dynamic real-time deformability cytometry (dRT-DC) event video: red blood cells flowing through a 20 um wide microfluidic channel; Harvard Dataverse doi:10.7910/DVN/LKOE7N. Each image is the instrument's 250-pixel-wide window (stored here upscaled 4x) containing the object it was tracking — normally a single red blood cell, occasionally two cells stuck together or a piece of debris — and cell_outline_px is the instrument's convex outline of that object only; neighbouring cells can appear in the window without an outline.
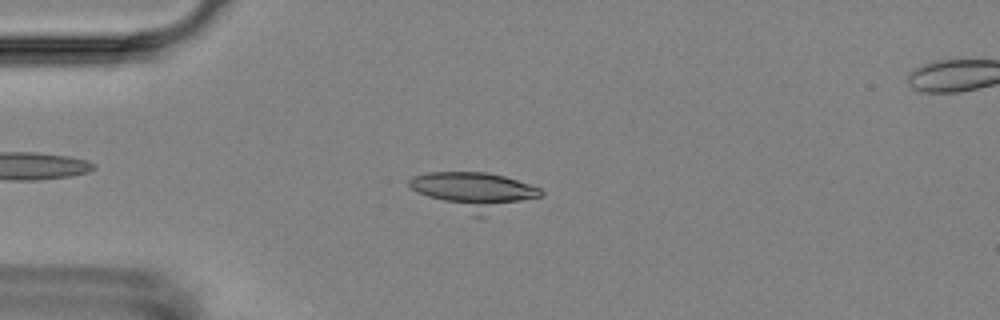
{"species": "Egyptian fruit bat (a non-hibernating species)", "species_latin": "Rousettus aegyptiacus", "temperature_condition": "room temperature", "stored_images_in_passage": 4, "camera_frame_rate_fps": 3000, "um_per_image_px": 0.085, "animal": {"sex": "female"}, "frame": {"image": 1, "passage_image": 3, "time_ms": 2.333, "image_size_px": [1000, 320], "cell_outline_px": [[544, 196], [480, 216], [472, 216], [416, 192], [408, 184], [408, 180], [412, 176], [428, 172], [484, 172], [504, 176], [540, 188], [544, 192]], "centroid_in_image_um": [40.29, 16.23], "position_along_channel_um": 44.7, "area_um2": 28.32}}